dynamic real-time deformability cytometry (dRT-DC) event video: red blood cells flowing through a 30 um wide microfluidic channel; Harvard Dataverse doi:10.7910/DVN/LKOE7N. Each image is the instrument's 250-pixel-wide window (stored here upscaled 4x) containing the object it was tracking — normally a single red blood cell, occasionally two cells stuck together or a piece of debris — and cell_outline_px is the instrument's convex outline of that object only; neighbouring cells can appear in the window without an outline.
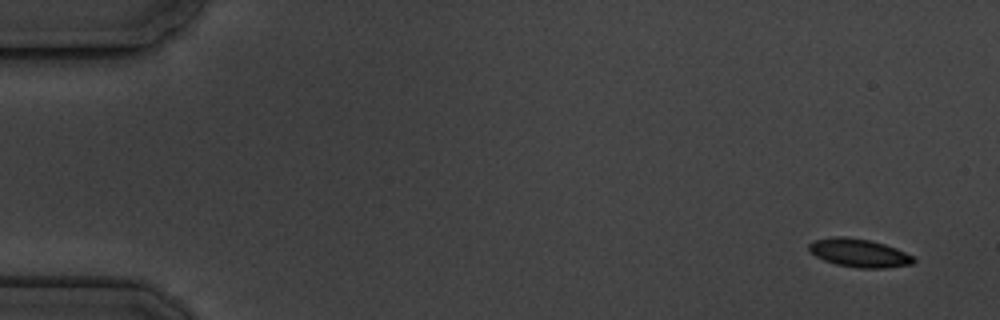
{"species": "common noctule bat (a hibernating species)", "species_latin": "Nyctalus noctula", "temperature_condition": "cold", "stored_images_in_passage": 4, "camera_frame_rate_fps": 3000, "um_per_image_px": 0.085, "animal": {"sex": "male", "body_mass_g": 19.5, "forearm_length_mm": 54.6}, "frame": {"image": 1, "passage_image": 1, "time_ms": 0.0, "image_size_px": [1000, 320], "cell_outline_px": [[916, 260], [912, 264], [888, 268], [856, 268], [836, 264], [824, 260], [816, 256], [808, 248], [808, 244], [816, 240], [832, 236], [844, 236], [872, 240], [896, 248], [912, 256]], "centroid_in_image_um": [73.03, 21.5], "position_along_channel_um": 12.0, "area_um2": 17.28}}
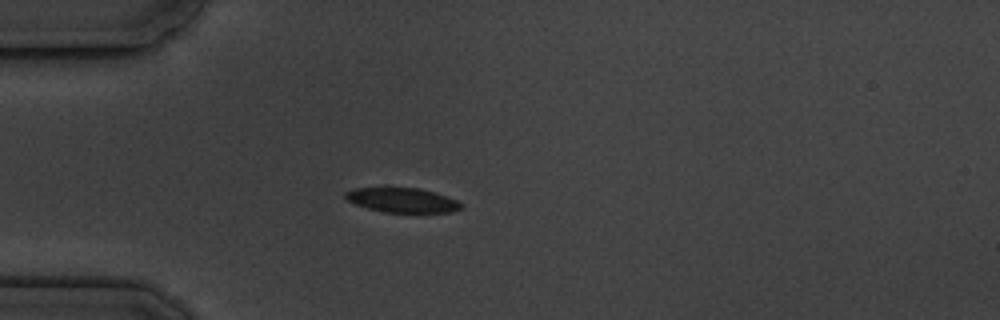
{"frame": {"image": 2, "passage_image": 4, "time_ms": 4.333, "image_size_px": [1000, 320], "cell_outline_px": [[464, 208], [452, 212], [384, 212], [368, 208], [356, 204], [348, 200], [344, 196], [344, 192], [352, 188], [384, 184], [420, 188], [436, 192], [456, 200], [464, 204]], "centroid_in_image_um": [34.14, 16.94], "position_along_channel_um": 50.9, "area_um2": 17.57}}